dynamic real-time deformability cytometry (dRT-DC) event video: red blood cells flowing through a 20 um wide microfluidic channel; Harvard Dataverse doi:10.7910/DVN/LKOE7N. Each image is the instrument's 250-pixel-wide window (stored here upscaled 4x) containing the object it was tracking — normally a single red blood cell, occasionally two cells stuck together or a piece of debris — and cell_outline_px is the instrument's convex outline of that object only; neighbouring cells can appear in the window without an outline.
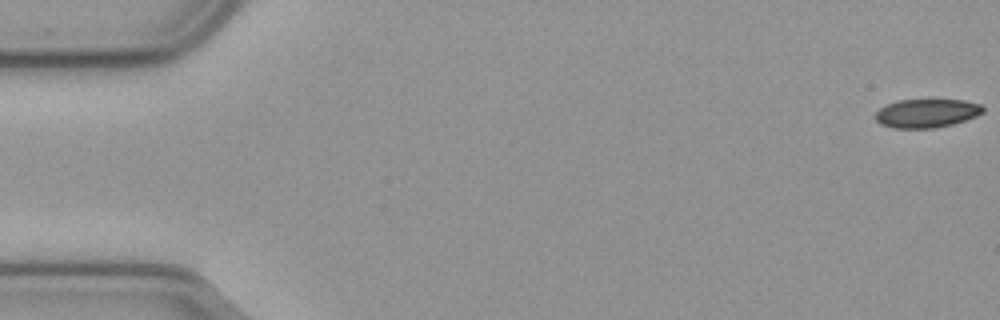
{"species": "common noctule bat (a hibernating species)", "species_latin": "Nyctalus noctula", "temperature_condition": "cold", "stored_images_in_passage": 8, "camera_frame_rate_fps": 3000, "um_per_image_px": 0.085, "animal": {"sex": "male", "body_mass_g": 23.1, "forearm_length_mm": 52.7}, "frame": {"image": 1, "passage_image": 1, "time_ms": 0.0, "image_size_px": [1000, 320], "cell_outline_px": [[984, 112], [976, 116], [952, 124], [936, 128], [892, 128], [880, 124], [876, 120], [876, 112], [880, 108], [896, 100], [964, 100], [980, 104], [984, 108]], "centroid_in_image_um": [78.76, 9.63], "position_along_channel_um": 6.2, "area_um2": 17.92}}